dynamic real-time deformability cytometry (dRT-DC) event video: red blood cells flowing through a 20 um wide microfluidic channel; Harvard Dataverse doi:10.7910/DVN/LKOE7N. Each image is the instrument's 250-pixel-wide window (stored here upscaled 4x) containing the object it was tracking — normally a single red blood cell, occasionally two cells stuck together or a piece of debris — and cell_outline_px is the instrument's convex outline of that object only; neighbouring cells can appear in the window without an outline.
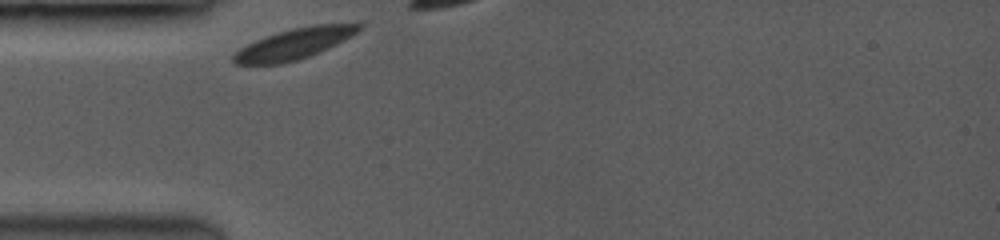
{"species": "common noctule bat (a hibernating species)", "species_latin": "Nyctalus noctula", "temperature_condition": "room temperature", "stored_images_in_passage": 3, "camera_frame_rate_fps": 3500, "um_per_image_px": 0.085, "animal": {"sex": "female", "body_mass_g": 19.0, "forearm_length_mm": 53.3}, "frame": {"image": 1, "passage_image": 1, "time_ms": 0.0, "image_size_px": [1000, 240], "cell_outline_px": [[364, 28], [344, 40], [320, 52], [296, 60], [280, 64], [236, 64], [232, 60], [232, 56], [240, 48], [256, 40], [276, 32], [292, 28], [312, 24], [364, 24]], "centroid_in_image_um": [25.02, 3.71], "position_along_channel_um": 60.0, "area_um2": 22.37}}
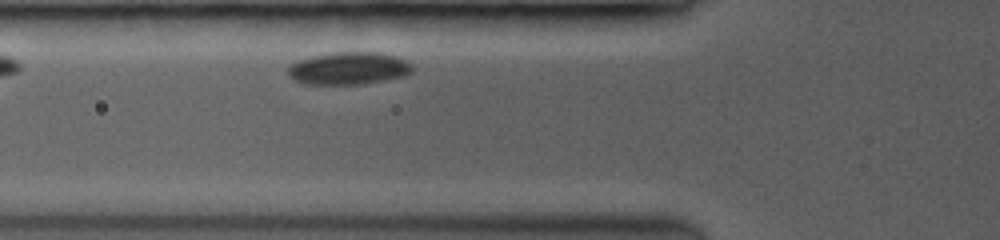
{"frame": {"image": 2, "passage_image": 3, "time_ms": 2.0, "image_size_px": [1000, 240], "cell_outline_px": [[412, 72], [404, 76], [364, 84], [308, 84], [296, 80], [288, 76], [288, 64], [296, 60], [312, 56], [336, 52], [380, 52], [396, 56], [404, 60], [412, 68]], "centroid_in_image_um": [29.6, 5.8], "position_along_channel_um": 96.2, "area_um2": 23.52}}